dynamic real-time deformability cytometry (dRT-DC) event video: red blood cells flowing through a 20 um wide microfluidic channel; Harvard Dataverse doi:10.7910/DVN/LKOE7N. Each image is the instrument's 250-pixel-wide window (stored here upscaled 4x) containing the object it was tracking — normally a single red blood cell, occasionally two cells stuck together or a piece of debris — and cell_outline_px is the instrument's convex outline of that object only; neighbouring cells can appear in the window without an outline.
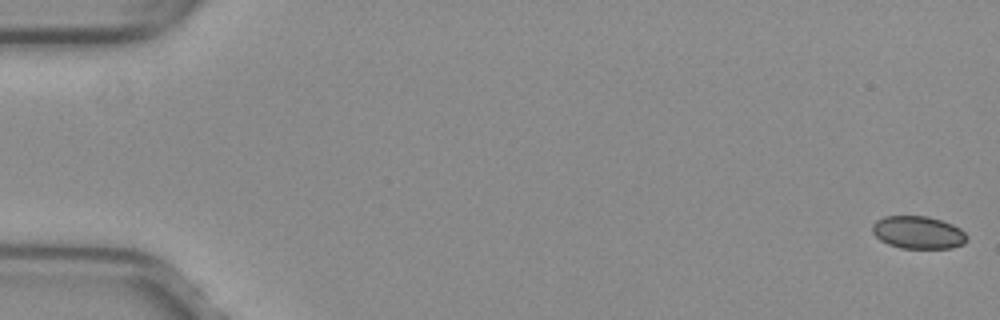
{"species": "common noctule bat (a hibernating species)", "species_latin": "Nyctalus noctula", "temperature_condition": "warm", "stored_images_in_passage": 53, "camera_frame_rate_fps": 3000, "um_per_image_px": 0.085, "animal": {"sex": "female", "body_mass_g": 29.2, "forearm_length_mm": 56.3}, "frame": {"image": 1, "passage_image": 1, "time_ms": 0.0, "image_size_px": [1000, 320], "cell_outline_px": [[968, 240], [964, 244], [952, 248], [900, 248], [888, 244], [880, 240], [872, 232], [872, 224], [876, 220], [884, 216], [928, 216], [952, 224], [960, 228], [968, 236]], "centroid_in_image_um": [78.05, 19.76], "position_along_channel_um": 7.0, "area_um2": 18.15}}
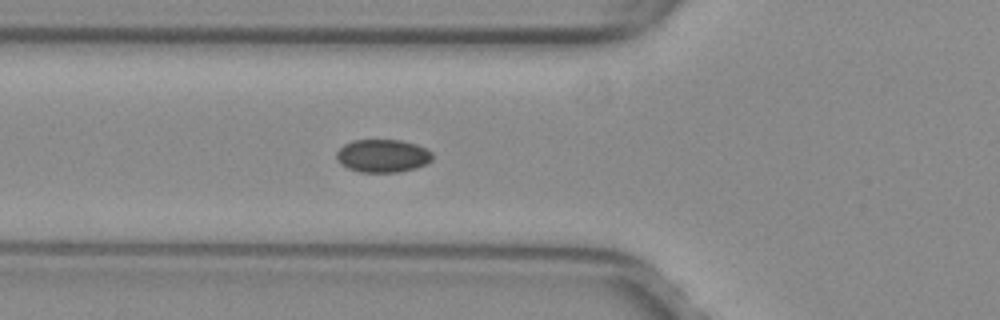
{"frame": {"image": 2, "passage_image": 20, "time_ms": 6.333, "image_size_px": [1000, 320], "cell_outline_px": [[432, 160], [428, 164], [416, 168], [400, 172], [360, 172], [348, 168], [340, 164], [336, 156], [336, 152], [344, 144], [352, 140], [400, 140], [416, 144], [432, 152]], "centroid_in_image_um": [32.53, 13.25], "position_along_channel_um": 93.3, "area_um2": 18.55}}
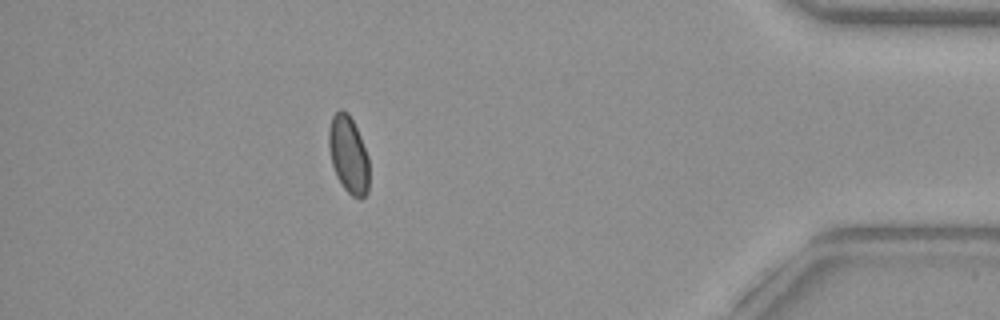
{"frame": {"image": 3, "passage_image": 47, "time_ms": 15.333, "image_size_px": [1000, 320], "cell_outline_px": [[368, 192], [360, 200], [352, 196], [344, 188], [336, 176], [332, 164], [328, 148], [328, 132], [332, 116], [340, 108], [348, 112], [360, 136], [368, 156]], "centroid_in_image_um": [29.6, 13.15], "position_along_channel_um": 405.6, "area_um2": 18.21}, "authors_computed_cell_mechanics": {"area_um2": 18.496, "velocity_mm_per_s": 4.0021, "shape_relaxation_time_tau1_ms": null, "shape_relaxation_time_tau2_ms": 1.9236, "deformation_change_tau1": null, "deformation_change_tau2": 0.0327}}